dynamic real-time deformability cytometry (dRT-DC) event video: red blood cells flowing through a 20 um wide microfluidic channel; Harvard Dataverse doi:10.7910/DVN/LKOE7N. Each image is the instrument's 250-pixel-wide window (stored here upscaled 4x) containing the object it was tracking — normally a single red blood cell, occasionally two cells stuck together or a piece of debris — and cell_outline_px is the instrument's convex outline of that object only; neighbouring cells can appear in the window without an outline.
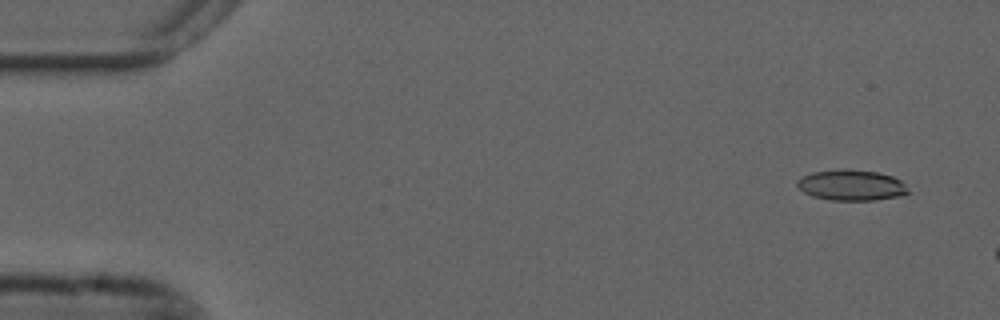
{"species": "common noctule bat (a hibernating species)", "species_latin": "Nyctalus noctula", "temperature_condition": "cold", "stored_images_in_passage": 11, "camera_frame_rate_fps": 3000, "um_per_image_px": 0.085, "animal": {"sex": "male", "forearm_length_mm": 52.5}, "frame": {"image": 1, "passage_image": 2, "time_ms": 0.333, "image_size_px": [1000, 320], "cell_outline_px": [[912, 192], [900, 196], [876, 200], [832, 200], [812, 196], [804, 192], [796, 184], [796, 180], [812, 172], [844, 168], [876, 172], [892, 176], [900, 180]], "centroid_in_image_um": [72.39, 15.74], "position_along_channel_um": 12.6, "area_um2": 19.94}}